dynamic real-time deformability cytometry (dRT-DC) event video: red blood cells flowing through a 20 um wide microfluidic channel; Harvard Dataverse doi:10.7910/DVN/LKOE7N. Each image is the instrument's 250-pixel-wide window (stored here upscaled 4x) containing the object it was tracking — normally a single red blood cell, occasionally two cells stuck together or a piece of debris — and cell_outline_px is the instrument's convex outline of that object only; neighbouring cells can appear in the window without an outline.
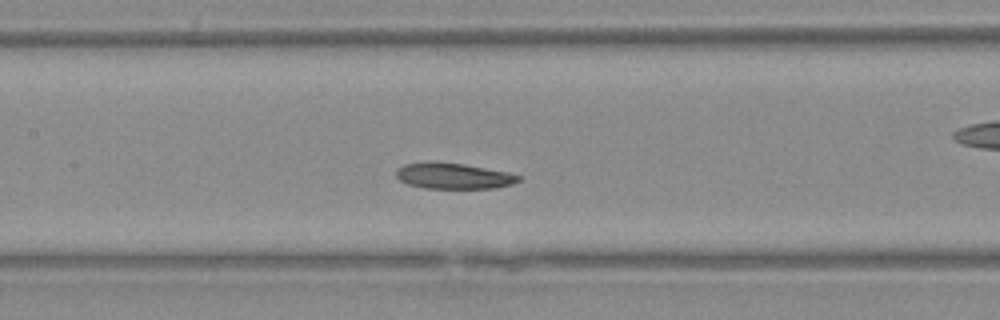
{"species": "Egyptian fruit bat (a non-hibernating species)", "species_latin": "Rousettus aegyptiacus", "temperature_condition": "warm", "stored_images_in_passage": 31, "camera_frame_rate_fps": 3000, "um_per_image_px": 0.085, "animal": {"sex": "female"}, "frame": {"image": 1, "passage_image": 14, "time_ms": 4.333, "image_size_px": [1000, 320], "cell_outline_px": [[520, 180], [512, 184], [492, 188], [424, 188], [408, 184], [400, 180], [396, 176], [396, 168], [404, 164], [432, 160], [464, 164], [508, 172], [520, 176]], "centroid_in_image_um": [38.49, 14.93], "position_along_channel_um": 168.9, "area_um2": 18.61}}